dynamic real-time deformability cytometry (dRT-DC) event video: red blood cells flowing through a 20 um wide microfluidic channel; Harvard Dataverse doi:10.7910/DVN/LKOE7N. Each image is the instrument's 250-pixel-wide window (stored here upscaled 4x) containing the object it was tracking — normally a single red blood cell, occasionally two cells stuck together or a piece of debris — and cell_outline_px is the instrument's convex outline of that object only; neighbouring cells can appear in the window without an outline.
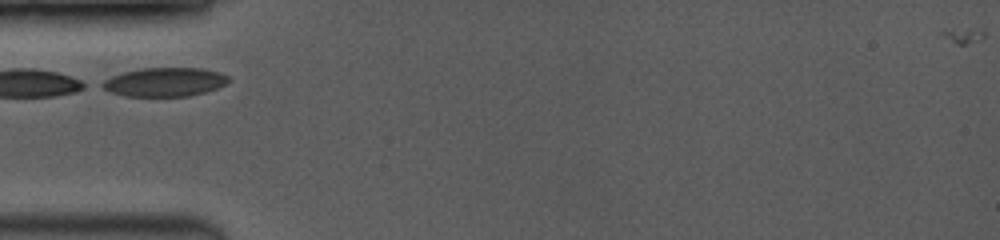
{"species": "common noctule bat (a hibernating species)", "species_latin": "Nyctalus noctula", "temperature_condition": "room temperature", "stored_images_in_passage": 2, "camera_frame_rate_fps": 3500, "um_per_image_px": 0.085, "animal": {"sex": "female", "body_mass_g": 19.0, "forearm_length_mm": 53.3}, "frame": {"image": 1, "passage_image": 1, "time_ms": 0.0, "image_size_px": [1000, 240], "cell_outline_px": [[232, 80], [216, 88], [204, 92], [188, 96], [124, 96], [112, 92], [96, 84], [112, 76], [124, 72], [144, 68], [200, 68], [220, 72], [228, 76]], "centroid_in_image_um": [13.99, 6.97], "position_along_channel_um": 71.0, "area_um2": 21.15}}